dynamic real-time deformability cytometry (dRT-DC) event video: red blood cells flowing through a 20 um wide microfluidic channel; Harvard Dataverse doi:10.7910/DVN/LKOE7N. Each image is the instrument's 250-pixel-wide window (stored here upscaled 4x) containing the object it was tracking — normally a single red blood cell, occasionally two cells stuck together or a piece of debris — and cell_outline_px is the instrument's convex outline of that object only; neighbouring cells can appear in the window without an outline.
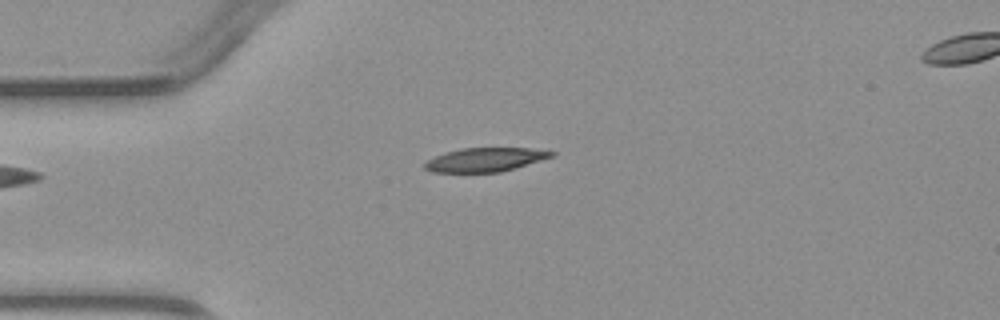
{"species": "common noctule bat (a hibernating species)", "species_latin": "Nyctalus noctula", "temperature_condition": "warm", "stored_images_in_passage": 4, "camera_frame_rate_fps": 3000, "um_per_image_px": 0.085, "animal": {"sex": "male", "body_mass_g": 23.1, "forearm_length_mm": 52.7}, "frame": {"image": 1, "passage_image": 3, "time_ms": 2.667, "image_size_px": [1000, 320], "cell_outline_px": [[556, 152], [552, 156], [500, 172], [432, 172], [424, 168], [424, 160], [444, 152], [460, 148], [528, 148]], "centroid_in_image_um": [41.13, 13.57], "position_along_channel_um": 43.9, "area_um2": 17.46}}